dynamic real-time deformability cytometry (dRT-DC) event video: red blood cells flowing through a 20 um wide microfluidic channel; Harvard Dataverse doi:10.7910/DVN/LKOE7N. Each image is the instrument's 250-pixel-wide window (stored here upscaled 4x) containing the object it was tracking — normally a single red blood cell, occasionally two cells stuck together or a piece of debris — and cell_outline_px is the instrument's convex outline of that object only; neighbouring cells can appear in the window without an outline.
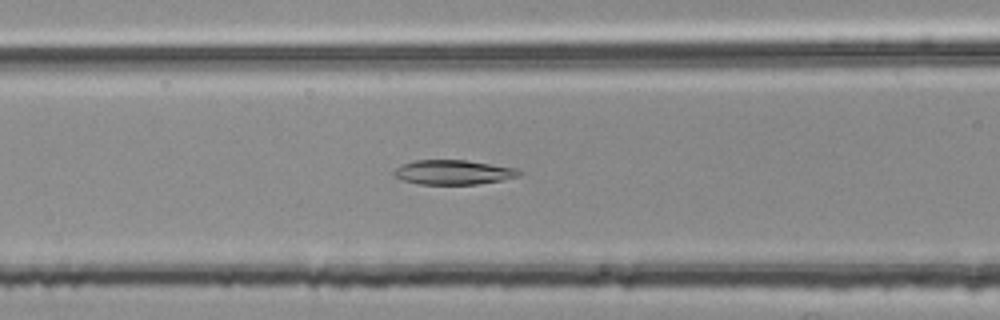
{"species": "common noctule bat (a hibernating species)", "species_latin": "Nyctalus noctula", "temperature_condition": "room temperature", "stored_images_in_passage": 44, "segment_of_instrument_passage": [1, 2], "camera_frame_rate_fps": 3000, "um_per_image_px": 0.085, "animal": {"sex": "female", "body_mass_g": 25.1}, "frame": {"image": 1, "passage_image": 11, "time_ms": 3.333, "image_size_px": [1000, 320], "cell_outline_px": [[524, 172], [520, 176], [500, 180], [476, 184], [420, 184], [404, 180], [396, 176], [392, 172], [400, 164], [412, 160], [464, 160], [516, 168]], "centroid_in_image_um": [38.52, 14.63], "position_along_channel_um": 128.1, "area_um2": 17.8}}
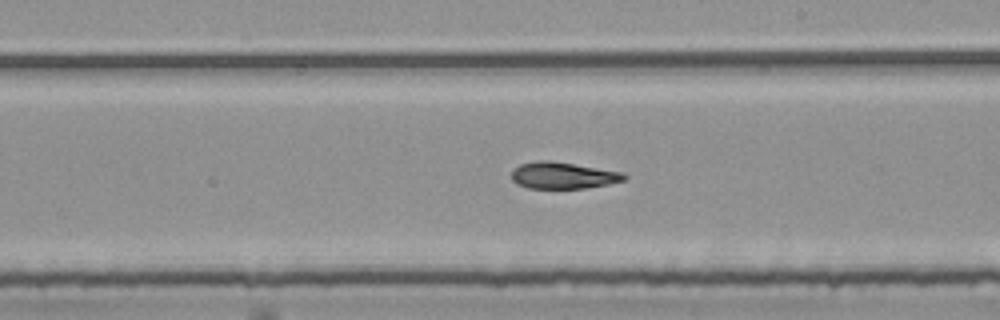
{"frame": {"image": 2, "passage_image": 20, "time_ms": 6.333, "image_size_px": [1000, 320], "cell_outline_px": [[628, 176], [624, 180], [608, 184], [584, 188], [528, 188], [516, 184], [512, 180], [512, 168], [520, 164], [536, 160], [548, 160], [624, 172]], "centroid_in_image_um": [47.83, 14.91], "position_along_channel_um": 241.2, "area_um2": 17.51}}
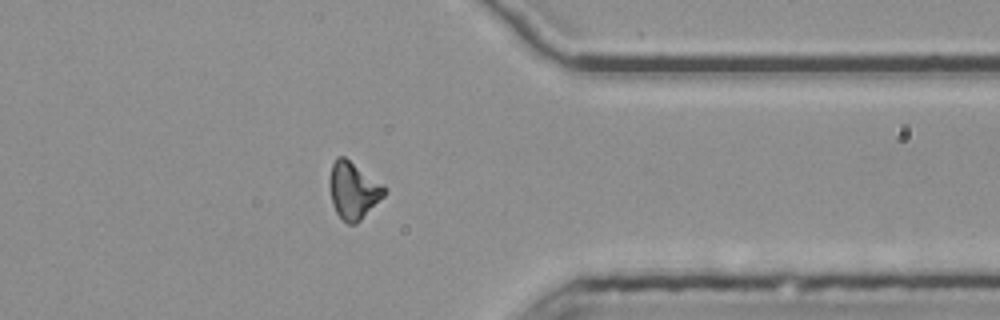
{"frame": {"image": 3, "passage_image": 32, "time_ms": 10.333, "image_size_px": [1000, 320], "cell_outline_px": [[388, 192], [356, 224], [348, 224], [336, 212], [332, 204], [328, 180], [332, 164], [336, 156], [344, 156], [384, 184], [388, 188]], "centroid_in_image_um": [30.04, 16.16], "position_along_channel_um": 381.4, "area_um2": 18.38}}